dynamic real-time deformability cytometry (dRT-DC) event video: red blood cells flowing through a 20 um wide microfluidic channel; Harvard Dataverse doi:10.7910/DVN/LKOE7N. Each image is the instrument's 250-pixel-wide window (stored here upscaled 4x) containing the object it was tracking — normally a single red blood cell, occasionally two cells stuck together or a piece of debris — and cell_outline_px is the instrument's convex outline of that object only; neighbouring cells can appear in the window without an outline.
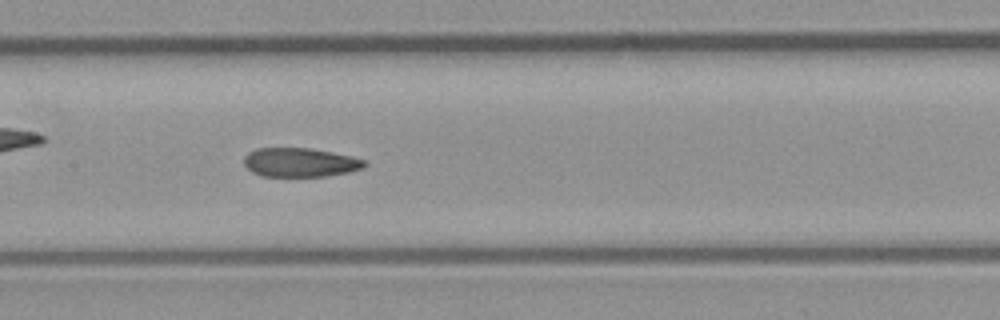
{"species": "common noctule bat (a hibernating species)", "species_latin": "Nyctalus noctula", "temperature_condition": "room temperature", "stored_images_in_passage": 41, "camera_frame_rate_fps": 3000, "um_per_image_px": 0.085, "animal": {"sex": "male", "body_mass_g": 23.1, "forearm_length_mm": 52.7}, "frame": {"image": 1, "passage_image": 18, "time_ms": 5.667, "image_size_px": [1000, 320], "cell_outline_px": [[368, 164], [364, 168], [348, 172], [324, 176], [260, 176], [252, 172], [244, 164], [244, 156], [248, 152], [256, 148], [308, 148], [332, 152], [352, 156], [364, 160]], "centroid_in_image_um": [25.5, 13.8], "position_along_channel_um": 181.9, "area_um2": 20.4}}
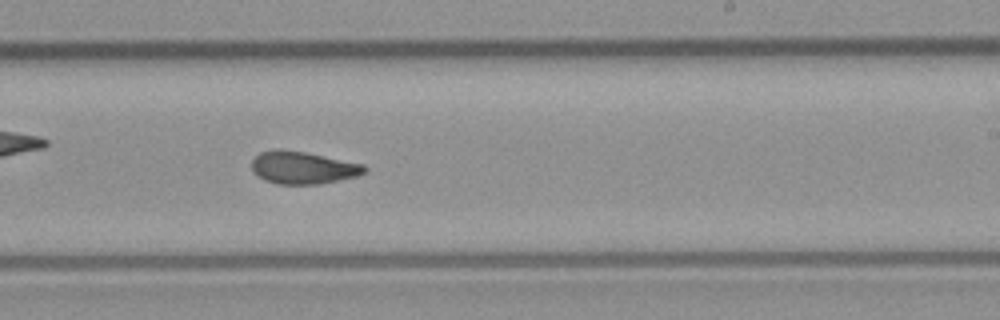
{"frame": {"image": 2, "passage_image": 24, "time_ms": 7.667, "image_size_px": [1000, 320], "cell_outline_px": [[368, 168], [364, 172], [356, 176], [316, 184], [276, 184], [264, 180], [252, 172], [252, 160], [260, 152], [276, 148], [280, 148], [304, 152], [364, 164]], "centroid_in_image_um": [25.69, 14.24], "position_along_channel_um": 263.3, "area_um2": 21.27}}
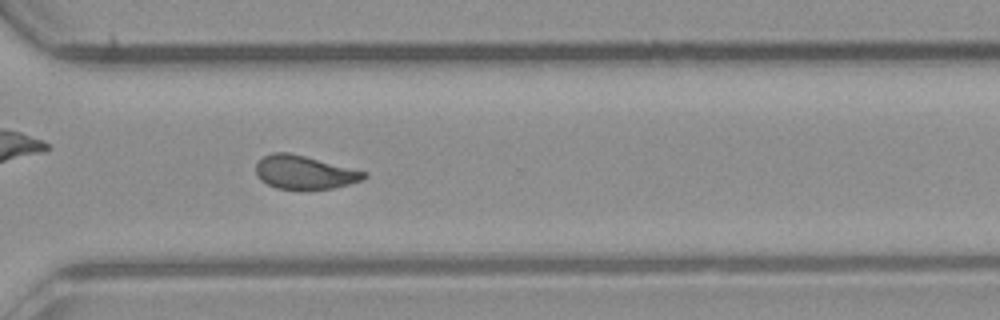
{"frame": {"image": 3, "passage_image": 30, "time_ms": 9.667, "image_size_px": [1000, 320], "cell_outline_px": [[368, 176], [364, 180], [332, 188], [276, 188], [260, 180], [256, 172], [256, 164], [264, 156], [272, 152], [288, 152], [368, 172]], "centroid_in_image_um": [25.89, 14.63], "position_along_channel_um": 344.7, "area_um2": 20.75}, "authors_computed_cell_mechanics": {"area_um2": 21.5016, "velocity_mm_per_s": 4.083, "shape_relaxation_time_tau1_ms": 10.0443, "shape_relaxation_time_tau2_ms": 2.141, "deformation_change_tau1": 0.2102, "deformation_change_tau2": 0.0797}}